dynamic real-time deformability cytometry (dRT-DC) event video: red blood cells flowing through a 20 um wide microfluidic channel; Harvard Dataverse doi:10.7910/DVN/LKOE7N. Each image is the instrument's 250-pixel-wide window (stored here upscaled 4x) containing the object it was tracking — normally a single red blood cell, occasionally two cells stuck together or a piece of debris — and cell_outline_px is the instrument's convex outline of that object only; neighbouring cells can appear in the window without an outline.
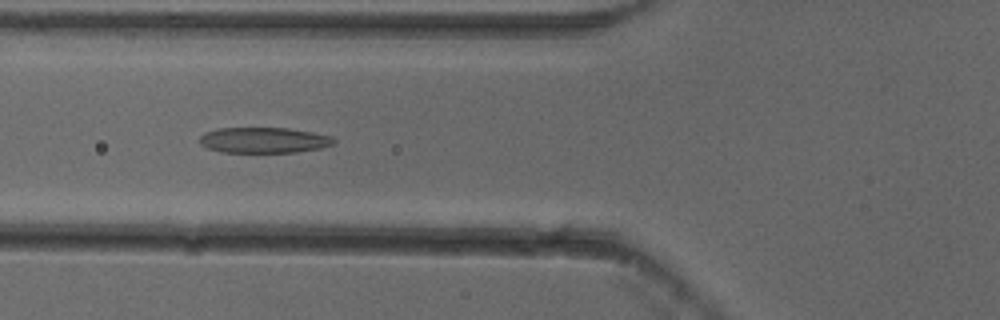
{"species": "common noctule bat (a hibernating species)", "species_latin": "Nyctalus noctula", "temperature_condition": "cold", "stored_images_in_passage": 49, "camera_frame_rate_fps": 3000, "um_per_image_px": 0.085, "animal": {"sex": "female"}, "frame": {"image": 1, "passage_image": 16, "time_ms": 5.0, "image_size_px": [1000, 320], "cell_outline_px": [[336, 140], [332, 144], [320, 148], [296, 152], [220, 152], [208, 148], [200, 144], [200, 136], [204, 132], [220, 128], [288, 128], [312, 132], [332, 136]], "centroid_in_image_um": [22.41, 11.91], "position_along_channel_um": 103.4, "area_um2": 20.0}}
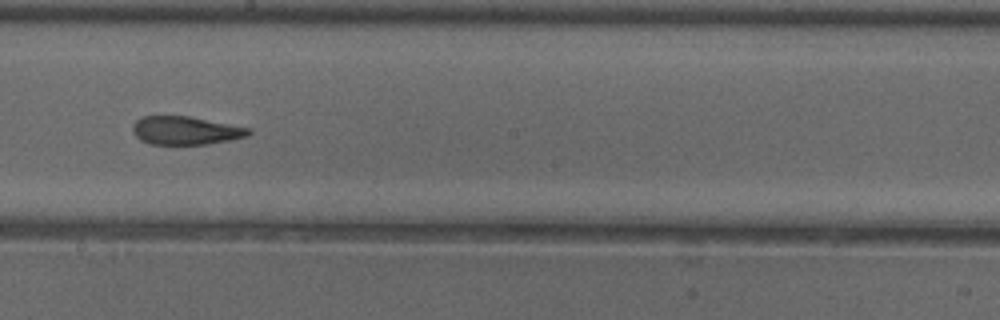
{"frame": {"image": 2, "passage_image": 26, "time_ms": 8.333, "image_size_px": [1000, 320], "cell_outline_px": [[252, 132], [248, 136], [208, 144], [152, 144], [140, 140], [132, 132], [132, 124], [136, 120], [144, 116], [188, 116], [252, 128]], "centroid_in_image_um": [15.78, 11.09], "position_along_channel_um": 232.4, "area_um2": 19.13}}
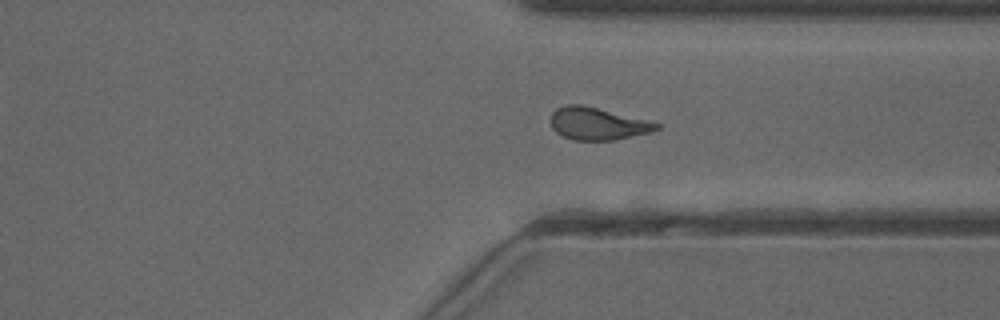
{"frame": {"image": 3, "passage_image": 36, "time_ms": 11.667, "image_size_px": [1000, 320], "cell_outline_px": [[660, 128], [648, 132], [616, 140], [572, 140], [556, 132], [552, 128], [548, 120], [552, 112], [556, 108], [564, 104], [580, 104], [660, 124]], "centroid_in_image_um": [50.68, 10.51], "position_along_channel_um": 360.7, "area_um2": 19.71}, "authors_computed_cell_mechanics": {"area_um2": 20.1722, "velocity_mm_per_s": 3.858, "shape_relaxation_time_tau1_ms": null, "shape_relaxation_time_tau2_ms": 2.2666, "deformation_change_tau1": null, "deformation_change_tau2": 0.1043}}